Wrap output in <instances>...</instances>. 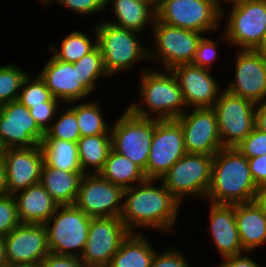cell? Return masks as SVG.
<instances>
[{"label":"cell","instance_id":"1","mask_svg":"<svg viewBox=\"0 0 266 267\" xmlns=\"http://www.w3.org/2000/svg\"><path fill=\"white\" fill-rule=\"evenodd\" d=\"M155 181L146 179L139 188L135 185L123 191L125 200L120 218L130 233L133 226L173 231L180 202L163 183L159 188L152 186Z\"/></svg>","mask_w":266,"mask_h":267},{"label":"cell","instance_id":"2","mask_svg":"<svg viewBox=\"0 0 266 267\" xmlns=\"http://www.w3.org/2000/svg\"><path fill=\"white\" fill-rule=\"evenodd\" d=\"M257 188L247 158L236 147H223L213 156L211 183L206 194L212 203L251 202Z\"/></svg>","mask_w":266,"mask_h":267},{"label":"cell","instance_id":"3","mask_svg":"<svg viewBox=\"0 0 266 267\" xmlns=\"http://www.w3.org/2000/svg\"><path fill=\"white\" fill-rule=\"evenodd\" d=\"M171 76L159 71H143L141 75L140 96L145 100V105H148L149 111L138 107V104H132L127 109L135 116L141 118H153L150 113L157 115L154 119L157 120H175L180 117L186 106L180 84L174 75L169 70ZM151 111V112H150ZM158 113V114H156Z\"/></svg>","mask_w":266,"mask_h":267},{"label":"cell","instance_id":"4","mask_svg":"<svg viewBox=\"0 0 266 267\" xmlns=\"http://www.w3.org/2000/svg\"><path fill=\"white\" fill-rule=\"evenodd\" d=\"M97 46L109 76L131 68L136 61L149 58V50L137 40V32L103 22L95 27Z\"/></svg>","mask_w":266,"mask_h":267},{"label":"cell","instance_id":"5","mask_svg":"<svg viewBox=\"0 0 266 267\" xmlns=\"http://www.w3.org/2000/svg\"><path fill=\"white\" fill-rule=\"evenodd\" d=\"M91 218L75 205H59L44 224L50 253L80 258L86 246ZM74 249L80 251L79 254L73 253Z\"/></svg>","mask_w":266,"mask_h":267},{"label":"cell","instance_id":"6","mask_svg":"<svg viewBox=\"0 0 266 267\" xmlns=\"http://www.w3.org/2000/svg\"><path fill=\"white\" fill-rule=\"evenodd\" d=\"M157 119L141 118L128 109L110 130L112 149L138 165L145 174Z\"/></svg>","mask_w":266,"mask_h":267},{"label":"cell","instance_id":"7","mask_svg":"<svg viewBox=\"0 0 266 267\" xmlns=\"http://www.w3.org/2000/svg\"><path fill=\"white\" fill-rule=\"evenodd\" d=\"M213 156L186 153L161 177L163 185L181 202L186 195L206 197L211 183Z\"/></svg>","mask_w":266,"mask_h":267},{"label":"cell","instance_id":"8","mask_svg":"<svg viewBox=\"0 0 266 267\" xmlns=\"http://www.w3.org/2000/svg\"><path fill=\"white\" fill-rule=\"evenodd\" d=\"M212 108L217 116L223 147L238 146L255 128L256 104L248 99L225 90Z\"/></svg>","mask_w":266,"mask_h":267},{"label":"cell","instance_id":"9","mask_svg":"<svg viewBox=\"0 0 266 267\" xmlns=\"http://www.w3.org/2000/svg\"><path fill=\"white\" fill-rule=\"evenodd\" d=\"M220 17L221 11L212 0H163L156 6L159 21L199 33L217 29Z\"/></svg>","mask_w":266,"mask_h":267},{"label":"cell","instance_id":"10","mask_svg":"<svg viewBox=\"0 0 266 267\" xmlns=\"http://www.w3.org/2000/svg\"><path fill=\"white\" fill-rule=\"evenodd\" d=\"M231 8L226 39L241 50H258L266 36V0H245Z\"/></svg>","mask_w":266,"mask_h":267},{"label":"cell","instance_id":"11","mask_svg":"<svg viewBox=\"0 0 266 267\" xmlns=\"http://www.w3.org/2000/svg\"><path fill=\"white\" fill-rule=\"evenodd\" d=\"M129 233L120 217L91 218L86 246L80 259L87 267H108Z\"/></svg>","mask_w":266,"mask_h":267},{"label":"cell","instance_id":"12","mask_svg":"<svg viewBox=\"0 0 266 267\" xmlns=\"http://www.w3.org/2000/svg\"><path fill=\"white\" fill-rule=\"evenodd\" d=\"M152 26L156 52L149 51V58L161 59L168 71L175 66L192 63L202 33L167 25L157 18Z\"/></svg>","mask_w":266,"mask_h":267},{"label":"cell","instance_id":"13","mask_svg":"<svg viewBox=\"0 0 266 267\" xmlns=\"http://www.w3.org/2000/svg\"><path fill=\"white\" fill-rule=\"evenodd\" d=\"M123 191L99 174L87 172L82 177L74 205L92 218L120 217Z\"/></svg>","mask_w":266,"mask_h":267},{"label":"cell","instance_id":"14","mask_svg":"<svg viewBox=\"0 0 266 267\" xmlns=\"http://www.w3.org/2000/svg\"><path fill=\"white\" fill-rule=\"evenodd\" d=\"M185 154L181 125L176 120H157L146 166V179H161Z\"/></svg>","mask_w":266,"mask_h":267},{"label":"cell","instance_id":"15","mask_svg":"<svg viewBox=\"0 0 266 267\" xmlns=\"http://www.w3.org/2000/svg\"><path fill=\"white\" fill-rule=\"evenodd\" d=\"M44 136L24 105L18 101L0 105V144L4 150L40 145Z\"/></svg>","mask_w":266,"mask_h":267},{"label":"cell","instance_id":"16","mask_svg":"<svg viewBox=\"0 0 266 267\" xmlns=\"http://www.w3.org/2000/svg\"><path fill=\"white\" fill-rule=\"evenodd\" d=\"M193 109L175 119L183 131L186 153L214 156L223 148L216 113L212 107Z\"/></svg>","mask_w":266,"mask_h":267},{"label":"cell","instance_id":"17","mask_svg":"<svg viewBox=\"0 0 266 267\" xmlns=\"http://www.w3.org/2000/svg\"><path fill=\"white\" fill-rule=\"evenodd\" d=\"M235 80L225 90L255 104L266 97V55L260 50H240L236 57Z\"/></svg>","mask_w":266,"mask_h":267},{"label":"cell","instance_id":"18","mask_svg":"<svg viewBox=\"0 0 266 267\" xmlns=\"http://www.w3.org/2000/svg\"><path fill=\"white\" fill-rule=\"evenodd\" d=\"M3 239L8 263L38 267L50 253L45 225L21 223Z\"/></svg>","mask_w":266,"mask_h":267},{"label":"cell","instance_id":"19","mask_svg":"<svg viewBox=\"0 0 266 267\" xmlns=\"http://www.w3.org/2000/svg\"><path fill=\"white\" fill-rule=\"evenodd\" d=\"M8 194L14 195L40 182L44 164L41 145L31 148H8L3 151Z\"/></svg>","mask_w":266,"mask_h":267},{"label":"cell","instance_id":"20","mask_svg":"<svg viewBox=\"0 0 266 267\" xmlns=\"http://www.w3.org/2000/svg\"><path fill=\"white\" fill-rule=\"evenodd\" d=\"M176 76L187 106L210 108L220 96V87L206 68L181 64L171 70Z\"/></svg>","mask_w":266,"mask_h":267},{"label":"cell","instance_id":"21","mask_svg":"<svg viewBox=\"0 0 266 267\" xmlns=\"http://www.w3.org/2000/svg\"><path fill=\"white\" fill-rule=\"evenodd\" d=\"M52 96L65 102H76L90 92L78 80V67L52 56L39 74Z\"/></svg>","mask_w":266,"mask_h":267},{"label":"cell","instance_id":"22","mask_svg":"<svg viewBox=\"0 0 266 267\" xmlns=\"http://www.w3.org/2000/svg\"><path fill=\"white\" fill-rule=\"evenodd\" d=\"M210 207V234L221 256L225 258L244 252L235 221V204L213 203Z\"/></svg>","mask_w":266,"mask_h":267},{"label":"cell","instance_id":"23","mask_svg":"<svg viewBox=\"0 0 266 267\" xmlns=\"http://www.w3.org/2000/svg\"><path fill=\"white\" fill-rule=\"evenodd\" d=\"M19 192V196L18 192L13 196H17L15 201L21 223L44 225L59 206L40 182Z\"/></svg>","mask_w":266,"mask_h":267},{"label":"cell","instance_id":"24","mask_svg":"<svg viewBox=\"0 0 266 267\" xmlns=\"http://www.w3.org/2000/svg\"><path fill=\"white\" fill-rule=\"evenodd\" d=\"M235 221L245 251L266 241V215L255 201L235 204Z\"/></svg>","mask_w":266,"mask_h":267},{"label":"cell","instance_id":"25","mask_svg":"<svg viewBox=\"0 0 266 267\" xmlns=\"http://www.w3.org/2000/svg\"><path fill=\"white\" fill-rule=\"evenodd\" d=\"M83 175L82 171L54 169L44 162L40 183L59 205H74Z\"/></svg>","mask_w":266,"mask_h":267},{"label":"cell","instance_id":"26","mask_svg":"<svg viewBox=\"0 0 266 267\" xmlns=\"http://www.w3.org/2000/svg\"><path fill=\"white\" fill-rule=\"evenodd\" d=\"M110 1L106 0V5ZM113 3V12L118 22L113 21L111 24L115 26L138 33L147 23L153 24L156 19V7L150 0H114Z\"/></svg>","mask_w":266,"mask_h":267},{"label":"cell","instance_id":"27","mask_svg":"<svg viewBox=\"0 0 266 267\" xmlns=\"http://www.w3.org/2000/svg\"><path fill=\"white\" fill-rule=\"evenodd\" d=\"M135 234L129 233L122 241L108 267H151L155 251L145 236Z\"/></svg>","mask_w":266,"mask_h":267},{"label":"cell","instance_id":"28","mask_svg":"<svg viewBox=\"0 0 266 267\" xmlns=\"http://www.w3.org/2000/svg\"><path fill=\"white\" fill-rule=\"evenodd\" d=\"M98 174L123 190L132 187L131 182L140 184L146 180L144 171L138 165L113 149Z\"/></svg>","mask_w":266,"mask_h":267},{"label":"cell","instance_id":"29","mask_svg":"<svg viewBox=\"0 0 266 267\" xmlns=\"http://www.w3.org/2000/svg\"><path fill=\"white\" fill-rule=\"evenodd\" d=\"M77 145L82 172L86 174L87 167L92 166L93 173L98 174L112 149L111 133L80 137Z\"/></svg>","mask_w":266,"mask_h":267},{"label":"cell","instance_id":"30","mask_svg":"<svg viewBox=\"0 0 266 267\" xmlns=\"http://www.w3.org/2000/svg\"><path fill=\"white\" fill-rule=\"evenodd\" d=\"M40 145L44 154V162L48 166L67 172L82 171L77 142L43 139Z\"/></svg>","mask_w":266,"mask_h":267},{"label":"cell","instance_id":"31","mask_svg":"<svg viewBox=\"0 0 266 267\" xmlns=\"http://www.w3.org/2000/svg\"><path fill=\"white\" fill-rule=\"evenodd\" d=\"M71 109L76 114L81 137L108 134L111 130L110 126L104 122L97 103H81Z\"/></svg>","mask_w":266,"mask_h":267},{"label":"cell","instance_id":"32","mask_svg":"<svg viewBox=\"0 0 266 267\" xmlns=\"http://www.w3.org/2000/svg\"><path fill=\"white\" fill-rule=\"evenodd\" d=\"M95 43L80 31H74L69 34L61 43L59 51L51 46L52 50L56 53L53 56L64 62L74 63L80 60L84 55H87L97 47V36Z\"/></svg>","mask_w":266,"mask_h":267},{"label":"cell","instance_id":"33","mask_svg":"<svg viewBox=\"0 0 266 267\" xmlns=\"http://www.w3.org/2000/svg\"><path fill=\"white\" fill-rule=\"evenodd\" d=\"M73 65L78 67L79 81L91 93L95 87V81L99 76H109L103 65L100 48L97 46L93 51L84 55Z\"/></svg>","mask_w":266,"mask_h":267},{"label":"cell","instance_id":"34","mask_svg":"<svg viewBox=\"0 0 266 267\" xmlns=\"http://www.w3.org/2000/svg\"><path fill=\"white\" fill-rule=\"evenodd\" d=\"M21 88L23 90L21 93H19L17 101L28 109H30L32 106L44 105V102L60 101L52 96L47 85L39 75L35 80L31 81L30 76L27 74V77L24 79Z\"/></svg>","mask_w":266,"mask_h":267},{"label":"cell","instance_id":"35","mask_svg":"<svg viewBox=\"0 0 266 267\" xmlns=\"http://www.w3.org/2000/svg\"><path fill=\"white\" fill-rule=\"evenodd\" d=\"M26 74L13 64L0 67V105L17 101Z\"/></svg>","mask_w":266,"mask_h":267},{"label":"cell","instance_id":"36","mask_svg":"<svg viewBox=\"0 0 266 267\" xmlns=\"http://www.w3.org/2000/svg\"><path fill=\"white\" fill-rule=\"evenodd\" d=\"M81 137L75 112L70 108L60 114L58 121L50 125L43 139H58L78 142Z\"/></svg>","mask_w":266,"mask_h":267},{"label":"cell","instance_id":"37","mask_svg":"<svg viewBox=\"0 0 266 267\" xmlns=\"http://www.w3.org/2000/svg\"><path fill=\"white\" fill-rule=\"evenodd\" d=\"M21 224L13 195L0 197V237L4 238Z\"/></svg>","mask_w":266,"mask_h":267},{"label":"cell","instance_id":"38","mask_svg":"<svg viewBox=\"0 0 266 267\" xmlns=\"http://www.w3.org/2000/svg\"><path fill=\"white\" fill-rule=\"evenodd\" d=\"M236 148L246 158L266 155V132L255 127Z\"/></svg>","mask_w":266,"mask_h":267},{"label":"cell","instance_id":"39","mask_svg":"<svg viewBox=\"0 0 266 267\" xmlns=\"http://www.w3.org/2000/svg\"><path fill=\"white\" fill-rule=\"evenodd\" d=\"M219 43L218 41H211L207 38L200 39L196 52L194 54L193 60L191 64L197 65L202 68L208 67V65H212V61L216 59V45Z\"/></svg>","mask_w":266,"mask_h":267},{"label":"cell","instance_id":"40","mask_svg":"<svg viewBox=\"0 0 266 267\" xmlns=\"http://www.w3.org/2000/svg\"><path fill=\"white\" fill-rule=\"evenodd\" d=\"M57 2L64 5L67 9L73 10L79 14H93L103 10L106 6V0H50L49 3Z\"/></svg>","mask_w":266,"mask_h":267},{"label":"cell","instance_id":"41","mask_svg":"<svg viewBox=\"0 0 266 267\" xmlns=\"http://www.w3.org/2000/svg\"><path fill=\"white\" fill-rule=\"evenodd\" d=\"M58 105V102H44V105L32 106L29 109L31 116L44 133L50 128V124L47 123L54 117L56 110L60 109Z\"/></svg>","mask_w":266,"mask_h":267},{"label":"cell","instance_id":"42","mask_svg":"<svg viewBox=\"0 0 266 267\" xmlns=\"http://www.w3.org/2000/svg\"><path fill=\"white\" fill-rule=\"evenodd\" d=\"M159 255V256H158ZM151 267H190L182 252L175 249H168L163 254H156L153 257Z\"/></svg>","mask_w":266,"mask_h":267},{"label":"cell","instance_id":"43","mask_svg":"<svg viewBox=\"0 0 266 267\" xmlns=\"http://www.w3.org/2000/svg\"><path fill=\"white\" fill-rule=\"evenodd\" d=\"M38 267H87L77 256L49 253Z\"/></svg>","mask_w":266,"mask_h":267},{"label":"cell","instance_id":"44","mask_svg":"<svg viewBox=\"0 0 266 267\" xmlns=\"http://www.w3.org/2000/svg\"><path fill=\"white\" fill-rule=\"evenodd\" d=\"M251 176L257 187L266 184V155L247 158Z\"/></svg>","mask_w":266,"mask_h":267},{"label":"cell","instance_id":"45","mask_svg":"<svg viewBox=\"0 0 266 267\" xmlns=\"http://www.w3.org/2000/svg\"><path fill=\"white\" fill-rule=\"evenodd\" d=\"M219 267H260V265L251 258L239 254L225 257L223 263H221Z\"/></svg>","mask_w":266,"mask_h":267},{"label":"cell","instance_id":"46","mask_svg":"<svg viewBox=\"0 0 266 267\" xmlns=\"http://www.w3.org/2000/svg\"><path fill=\"white\" fill-rule=\"evenodd\" d=\"M255 127L266 132V99L261 104H256Z\"/></svg>","mask_w":266,"mask_h":267},{"label":"cell","instance_id":"47","mask_svg":"<svg viewBox=\"0 0 266 267\" xmlns=\"http://www.w3.org/2000/svg\"><path fill=\"white\" fill-rule=\"evenodd\" d=\"M254 201L266 215V184L257 188Z\"/></svg>","mask_w":266,"mask_h":267},{"label":"cell","instance_id":"48","mask_svg":"<svg viewBox=\"0 0 266 267\" xmlns=\"http://www.w3.org/2000/svg\"><path fill=\"white\" fill-rule=\"evenodd\" d=\"M8 195L6 186V172L3 157H0V197Z\"/></svg>","mask_w":266,"mask_h":267},{"label":"cell","instance_id":"49","mask_svg":"<svg viewBox=\"0 0 266 267\" xmlns=\"http://www.w3.org/2000/svg\"><path fill=\"white\" fill-rule=\"evenodd\" d=\"M6 261V257H5V244H4V239L2 237H0V266H2L3 264H5Z\"/></svg>","mask_w":266,"mask_h":267},{"label":"cell","instance_id":"50","mask_svg":"<svg viewBox=\"0 0 266 267\" xmlns=\"http://www.w3.org/2000/svg\"><path fill=\"white\" fill-rule=\"evenodd\" d=\"M212 1L216 4V6L218 7V9L221 11V16H223L224 11H223L222 5L220 3V1H223V0H212ZM224 1H227V2L229 1L234 6L236 4H239V3L244 2L245 0H224Z\"/></svg>","mask_w":266,"mask_h":267},{"label":"cell","instance_id":"51","mask_svg":"<svg viewBox=\"0 0 266 267\" xmlns=\"http://www.w3.org/2000/svg\"><path fill=\"white\" fill-rule=\"evenodd\" d=\"M0 267H36L33 265H24V264H14V263H8L6 262L5 264H3Z\"/></svg>","mask_w":266,"mask_h":267},{"label":"cell","instance_id":"52","mask_svg":"<svg viewBox=\"0 0 266 267\" xmlns=\"http://www.w3.org/2000/svg\"><path fill=\"white\" fill-rule=\"evenodd\" d=\"M258 50L262 51L266 55V36L262 43V46Z\"/></svg>","mask_w":266,"mask_h":267},{"label":"cell","instance_id":"53","mask_svg":"<svg viewBox=\"0 0 266 267\" xmlns=\"http://www.w3.org/2000/svg\"><path fill=\"white\" fill-rule=\"evenodd\" d=\"M154 5L155 7L160 4L163 0H150Z\"/></svg>","mask_w":266,"mask_h":267},{"label":"cell","instance_id":"54","mask_svg":"<svg viewBox=\"0 0 266 267\" xmlns=\"http://www.w3.org/2000/svg\"><path fill=\"white\" fill-rule=\"evenodd\" d=\"M3 151H4V149H3V147H2L1 144H0V157L3 156Z\"/></svg>","mask_w":266,"mask_h":267},{"label":"cell","instance_id":"55","mask_svg":"<svg viewBox=\"0 0 266 267\" xmlns=\"http://www.w3.org/2000/svg\"><path fill=\"white\" fill-rule=\"evenodd\" d=\"M40 1H43L44 4L46 3V5L49 4L50 2V0H40Z\"/></svg>","mask_w":266,"mask_h":267}]
</instances>
